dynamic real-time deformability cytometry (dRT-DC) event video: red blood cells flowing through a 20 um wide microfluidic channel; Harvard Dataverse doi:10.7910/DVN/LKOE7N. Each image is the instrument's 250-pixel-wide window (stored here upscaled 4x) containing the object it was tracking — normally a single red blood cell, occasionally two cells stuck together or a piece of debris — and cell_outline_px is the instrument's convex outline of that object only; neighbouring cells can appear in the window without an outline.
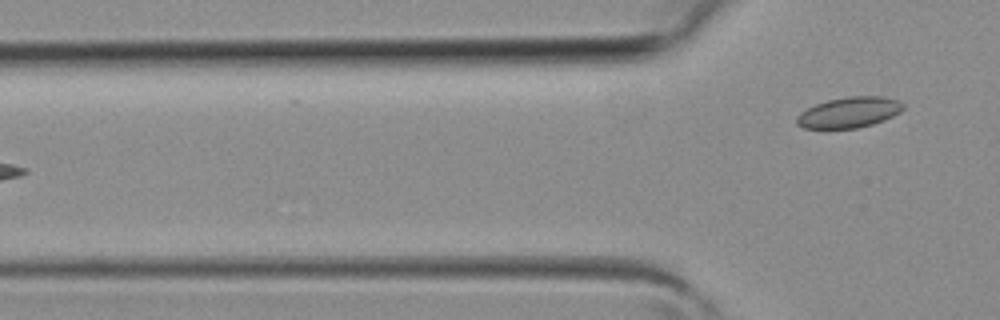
{"species": "common noctule bat (a hibernating species)", "species_latin": "Nyctalus noctula", "temperature_condition": "room temperature", "stored_images_in_passage": 3, "camera_frame_rate_fps": 3000, "um_per_image_px": 0.085, "animal": {"sex": "female", "body_mass_g": 19.3, "forearm_length_mm": 54.1}, "frame": {"image": 1, "passage_image": 3, "time_ms": 0.667, "image_size_px": [1000, 320], "cell_outline_px": [[904, 108], [900, 112], [884, 120], [872, 124], [856, 128], [804, 128], [796, 124], [796, 116], [800, 112], [816, 104], [828, 100], [848, 96], [884, 96], [896, 100], [904, 104]], "centroid_in_image_um": [72.17, 9.55], "position_along_channel_um": 53.6, "area_um2": 18.96}}